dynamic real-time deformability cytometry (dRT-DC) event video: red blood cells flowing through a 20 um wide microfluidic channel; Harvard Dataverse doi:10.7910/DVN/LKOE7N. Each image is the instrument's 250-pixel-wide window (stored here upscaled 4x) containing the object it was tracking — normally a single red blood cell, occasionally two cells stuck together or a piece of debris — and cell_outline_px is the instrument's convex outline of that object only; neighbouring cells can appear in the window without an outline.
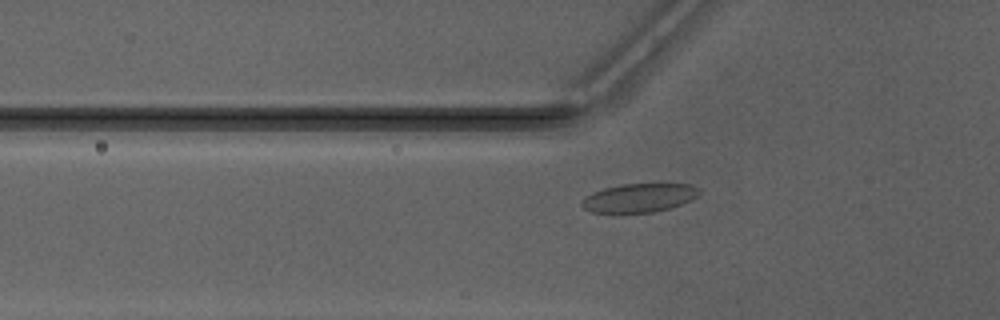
{"species": "Egyptian fruit bat (a non-hibernating species)", "species_latin": "Rousettus aegyptiacus", "temperature_condition": "warm", "stored_images_in_passage": 35, "camera_frame_rate_fps": 3000, "um_per_image_px": 0.085, "animal": {"sex": "male"}, "frame": {"image": 1, "passage_image": 7, "time_ms": 2.0, "image_size_px": [1000, 320], "cell_outline_px": [[700, 192], [692, 200], [672, 208], [656, 212], [616, 216], [592, 212], [584, 208], [580, 204], [584, 196], [592, 192], [604, 188], [620, 184], [692, 184], [700, 188]], "centroid_in_image_um": [54.28, 16.87], "position_along_channel_um": 71.5, "area_um2": 20.69}}
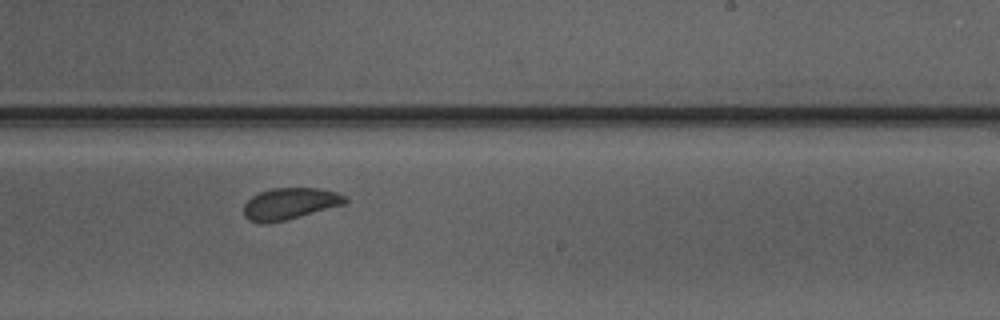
{"frame": {"image": 2, "passage_image": 21, "time_ms": 6.667, "image_size_px": [1000, 320], "cell_outline_px": [[348, 204], [288, 220], [268, 224], [260, 224], [248, 220], [244, 216], [244, 204], [252, 196], [260, 192], [272, 188], [316, 188], [336, 192], [344, 196], [348, 200]], "centroid_in_image_um": [24.65, 17.34], "position_along_channel_um": 264.4, "area_um2": 19.07}}
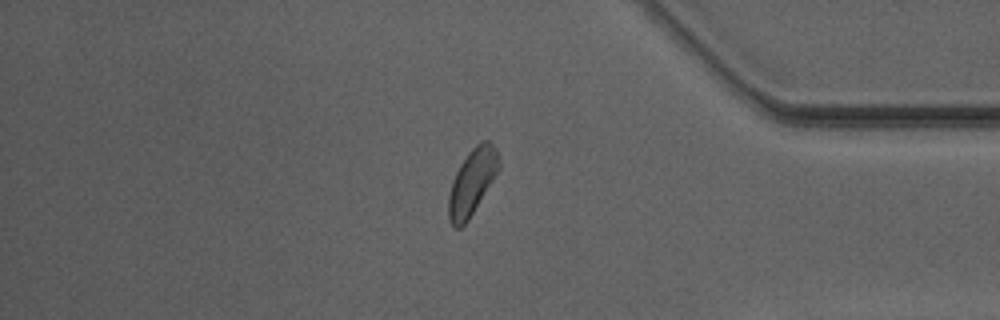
{"frame": {"image": 3, "passage_image": 32, "time_ms": 10.333, "image_size_px": [1000, 320], "cell_outline_px": [[500, 168], [468, 220], [460, 228], [456, 228], [448, 220], [448, 196], [452, 180], [460, 164], [468, 152], [476, 144], [484, 140], [488, 140], [496, 148], [500, 164]], "centroid_in_image_um": [40.11, 15.46], "position_along_channel_um": 395.1, "area_um2": 19.19}, "authors_computed_cell_mechanics": {"area_um2": 19.2474, "velocity_mm_per_s": 4.1516, "shape_relaxation_time_tau1_ms": 2.2949, "shape_relaxation_time_tau2_ms": null, "deformation_change_tau1": 0.067, "deformation_change_tau2": null}}